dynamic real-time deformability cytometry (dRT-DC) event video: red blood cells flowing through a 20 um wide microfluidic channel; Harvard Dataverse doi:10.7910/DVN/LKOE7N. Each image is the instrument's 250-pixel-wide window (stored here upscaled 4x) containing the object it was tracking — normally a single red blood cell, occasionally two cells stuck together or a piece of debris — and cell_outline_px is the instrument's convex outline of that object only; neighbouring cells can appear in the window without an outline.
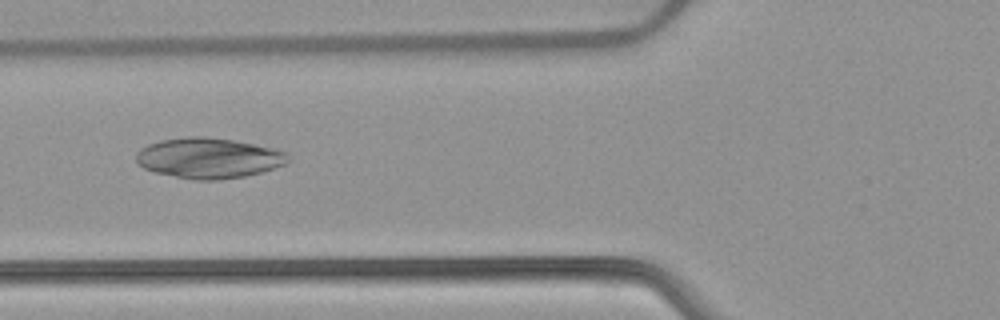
{"species": "common noctule bat (a hibernating species)", "species_latin": "Nyctalus noctula", "temperature_condition": "warm", "stored_images_in_passage": 52, "camera_frame_rate_fps": 3000, "um_per_image_px": 0.085, "animal": {"sex": "female", "body_mass_g": 22.7, "forearm_length_mm": 54.2}, "frame": {"image": 1, "passage_image": 20, "time_ms": 6.333, "image_size_px": [1000, 320], "cell_outline_px": [[288, 160], [284, 164], [260, 172], [244, 176], [220, 180], [196, 180], [156, 172], [144, 168], [136, 160], [136, 152], [140, 148], [148, 144], [160, 140], [188, 136], [204, 136], [232, 140], [272, 148], [288, 152]], "centroid_in_image_um": [17.71, 13.42], "position_along_channel_um": 108.1, "area_um2": 35.49}}
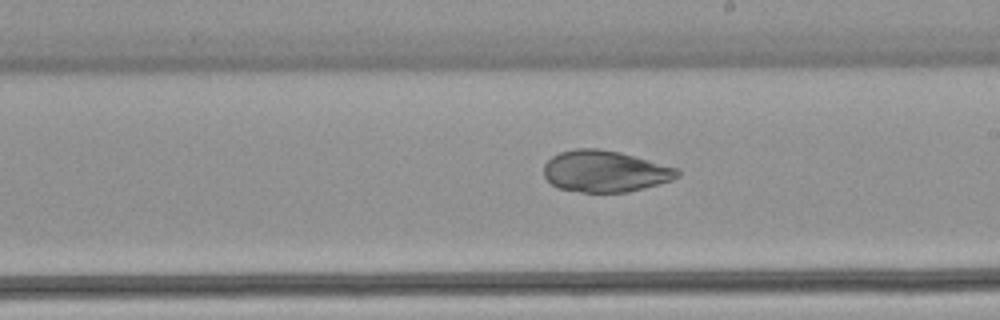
{"frame": {"image": 2, "passage_image": 30, "time_ms": 9.667, "image_size_px": [1000, 320], "cell_outline_px": [[680, 176], [672, 180], [644, 188], [628, 192], [580, 192], [556, 188], [544, 176], [544, 164], [552, 156], [560, 152], [576, 148], [596, 148], [620, 152], [680, 168]], "centroid_in_image_um": [51.44, 14.56], "position_along_channel_um": 237.6, "area_um2": 32.54}}
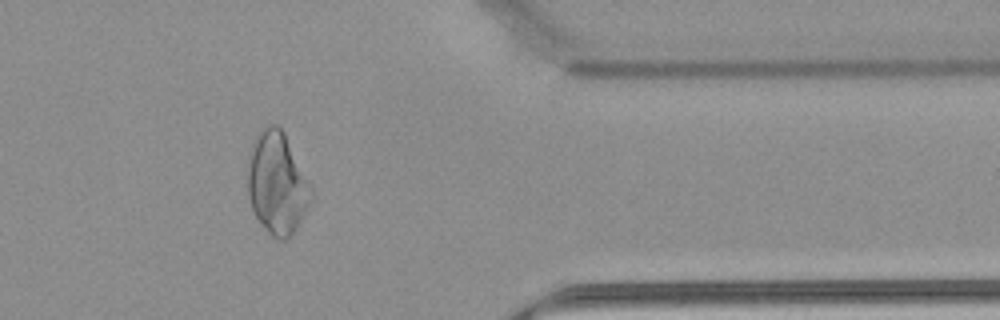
{"frame": {"image": 3, "passage_image": 43, "time_ms": 14.0, "image_size_px": [1000, 320], "cell_outline_px": [[312, 200], [296, 228], [284, 240], [280, 240], [272, 236], [260, 224], [252, 208], [248, 196], [248, 156], [256, 132], [268, 124], [276, 124], [284, 132], [312, 188]], "centroid_in_image_um": [23.53, 15.55], "position_along_channel_um": 387.9, "area_um2": 37.63}}